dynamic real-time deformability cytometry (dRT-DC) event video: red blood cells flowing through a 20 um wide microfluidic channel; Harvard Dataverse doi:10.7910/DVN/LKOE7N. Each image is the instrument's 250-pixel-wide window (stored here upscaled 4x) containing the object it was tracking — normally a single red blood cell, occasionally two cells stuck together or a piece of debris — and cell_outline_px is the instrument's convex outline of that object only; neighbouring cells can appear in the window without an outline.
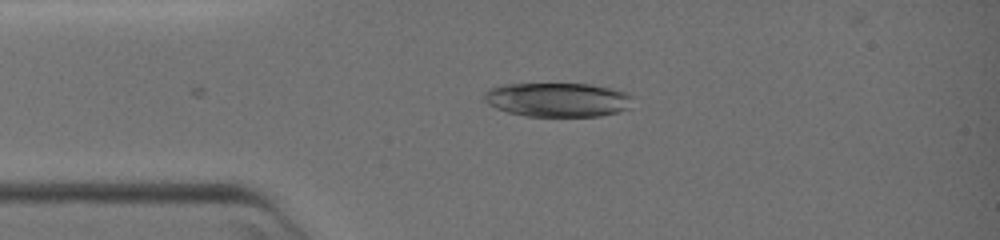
{"species": "common noctule bat (a hibernating species)", "species_latin": "Nyctalus noctula", "temperature_condition": "warm", "stored_images_in_passage": 4, "camera_frame_rate_fps": 3000, "um_per_image_px": 0.085, "animal": {"sex": "female", "body_mass_g": 19.0, "forearm_length_mm": 51.5}, "frame": {"image": 1, "passage_image": 1, "time_ms": 0.0, "image_size_px": [1000, 240], "cell_outline_px": [[636, 96], [628, 108], [616, 112], [600, 116], [524, 116], [508, 112], [496, 108], [488, 104], [484, 100], [484, 92], [488, 88], [504, 84], [592, 84], [628, 92]], "centroid_in_image_um": [47.42, 8.47], "position_along_channel_um": 37.6, "area_um2": 29.82}}